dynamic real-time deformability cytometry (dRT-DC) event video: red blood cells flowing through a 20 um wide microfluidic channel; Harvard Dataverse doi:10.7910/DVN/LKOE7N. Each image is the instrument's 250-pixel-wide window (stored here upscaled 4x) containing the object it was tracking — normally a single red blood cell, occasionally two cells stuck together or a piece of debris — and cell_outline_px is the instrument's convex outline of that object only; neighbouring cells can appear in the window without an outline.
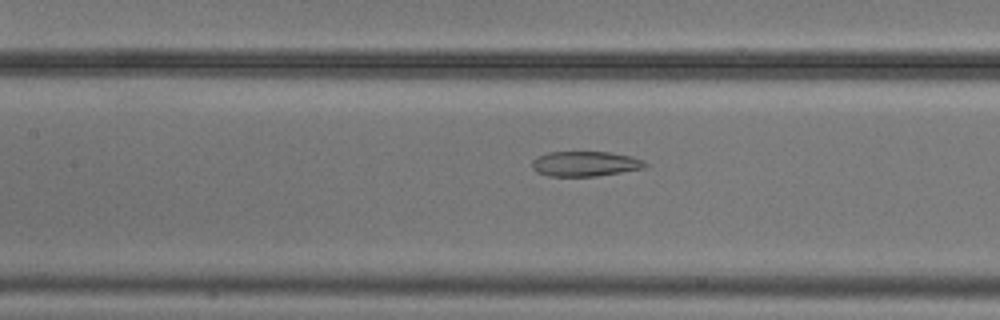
{"species": "common noctule bat (a hibernating species)", "species_latin": "Nyctalus noctula", "temperature_condition": "cold", "stored_images_in_passage": 47, "camera_frame_rate_fps": 3000, "um_per_image_px": 0.085, "animal": {"sex": "male", "body_mass_g": 20.5, "forearm_length_mm": 52.5}, "frame": {"image": 1, "passage_image": 18, "time_ms": 5.667, "image_size_px": [1000, 320], "cell_outline_px": [[648, 164], [644, 168], [596, 176], [548, 176], [536, 172], [532, 168], [532, 160], [536, 156], [548, 152], [608, 152], [632, 156]], "centroid_in_image_um": [49.68, 13.92], "position_along_channel_um": 157.7, "area_um2": 16.47}}
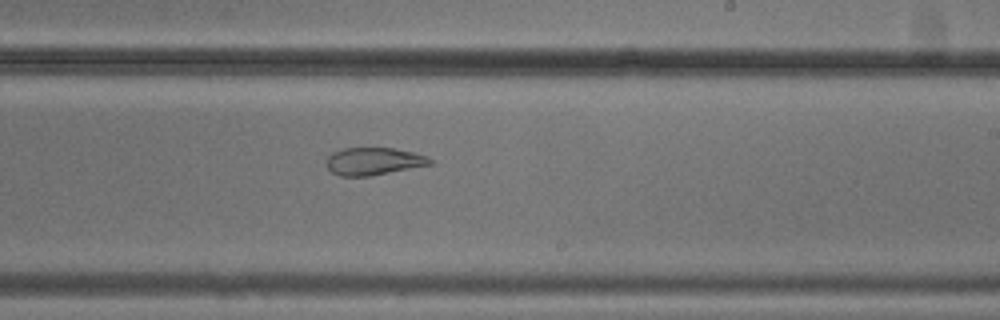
{"frame": {"image": 2, "passage_image": 26, "time_ms": 8.333, "image_size_px": [1000, 320], "cell_outline_px": [[432, 164], [368, 176], [340, 176], [332, 172], [328, 168], [328, 156], [332, 152], [340, 148], [392, 148], [412, 152], [428, 156], [432, 160]], "centroid_in_image_um": [31.74, 13.7], "position_along_channel_um": 257.3, "area_um2": 16.42}}
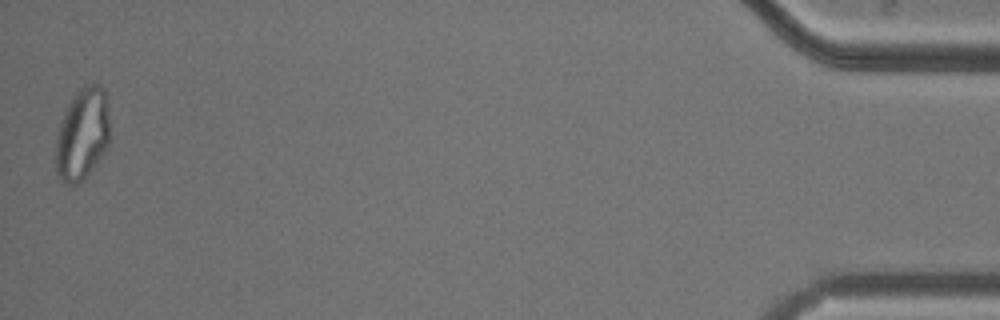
{"frame": {"image": 3, "passage_image": 47, "time_ms": 15.333, "image_size_px": [1000, 320], "cell_outline_px": [[108, 148], [92, 168], [76, 184], [72, 184], [60, 180], [56, 172], [56, 136], [64, 112], [68, 104], [76, 92], [84, 84], [100, 84], [104, 88], [108, 120]], "centroid_in_image_um": [6.98, 11.37], "position_along_channel_um": 428.2, "area_um2": 28.55}, "authors_computed_cell_mechanics": {"area_um2": 22.1952, "velocity_mm_per_s": 3.7412, "shape_relaxation_time_tau1_ms": null, "shape_relaxation_time_tau2_ms": 1.7838, "deformation_change_tau1": null, "deformation_change_tau2": 0.0872}}